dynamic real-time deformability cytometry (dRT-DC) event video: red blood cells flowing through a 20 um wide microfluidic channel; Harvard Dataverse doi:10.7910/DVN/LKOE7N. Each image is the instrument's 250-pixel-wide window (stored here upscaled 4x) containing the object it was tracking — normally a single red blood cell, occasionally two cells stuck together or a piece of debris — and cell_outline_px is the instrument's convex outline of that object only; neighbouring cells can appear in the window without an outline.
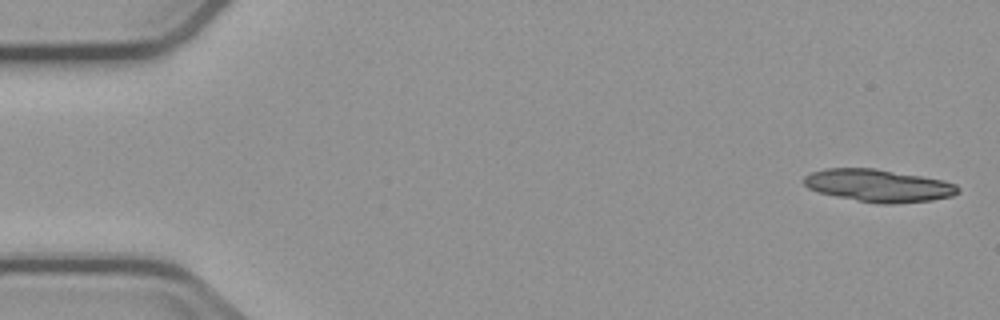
{"species": "common noctule bat (a hibernating species)", "species_latin": "Nyctalus noctula", "temperature_condition": "cold", "stored_images_in_passage": 5, "camera_frame_rate_fps": 3000, "um_per_image_px": 0.085, "animal": {"sex": "male", "body_mass_g": 23.1, "forearm_length_mm": 52.7}, "frame": {"image": 1, "passage_image": 1, "time_ms": 0.0, "image_size_px": [1000, 320], "cell_outline_px": [[960, 192], [952, 196], [932, 200], [888, 204], [884, 204], [856, 200], [816, 192], [808, 188], [804, 184], [804, 176], [812, 172], [824, 168], [876, 168], [944, 180], [956, 184], [960, 188]], "centroid_in_image_um": [74.67, 15.76], "position_along_channel_um": 10.3, "area_um2": 29.25}}